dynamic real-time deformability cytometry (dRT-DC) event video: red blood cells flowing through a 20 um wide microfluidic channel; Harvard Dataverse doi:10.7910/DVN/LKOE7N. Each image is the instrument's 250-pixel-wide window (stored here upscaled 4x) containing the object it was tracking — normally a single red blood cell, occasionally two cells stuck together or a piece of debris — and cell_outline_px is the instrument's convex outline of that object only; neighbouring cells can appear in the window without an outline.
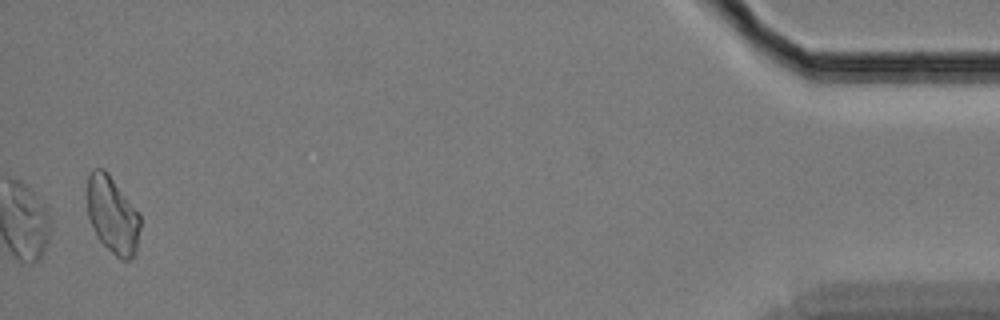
{"species": "Egyptian fruit bat (a non-hibernating species)", "species_latin": "Rousettus aegyptiacus", "temperature_condition": "cold", "stored_images_in_passage": 41, "camera_frame_rate_fps": 3000, "um_per_image_px": 0.085, "animal": {"sex": "female"}, "frame": {"image": 1, "passage_image": 41, "time_ms": 13.333, "image_size_px": [1000, 320], "cell_outline_px": [[140, 228], [136, 252], [128, 260], [120, 260], [96, 236], [92, 228], [88, 216], [88, 176], [92, 168], [104, 168], [108, 172], [140, 212]], "centroid_in_image_um": [9.58, 18.25], "position_along_channel_um": 425.6, "area_um2": 24.04}, "authors_computed_cell_mechanics": {"area_um2": 18.207, "velocity_mm_per_s": 3.3863, "shape_relaxation_time_tau1_ms": null, "shape_relaxation_time_tau2_ms": 4.9313, "deformation_change_tau1": null, "deformation_change_tau2": 0.1389}}